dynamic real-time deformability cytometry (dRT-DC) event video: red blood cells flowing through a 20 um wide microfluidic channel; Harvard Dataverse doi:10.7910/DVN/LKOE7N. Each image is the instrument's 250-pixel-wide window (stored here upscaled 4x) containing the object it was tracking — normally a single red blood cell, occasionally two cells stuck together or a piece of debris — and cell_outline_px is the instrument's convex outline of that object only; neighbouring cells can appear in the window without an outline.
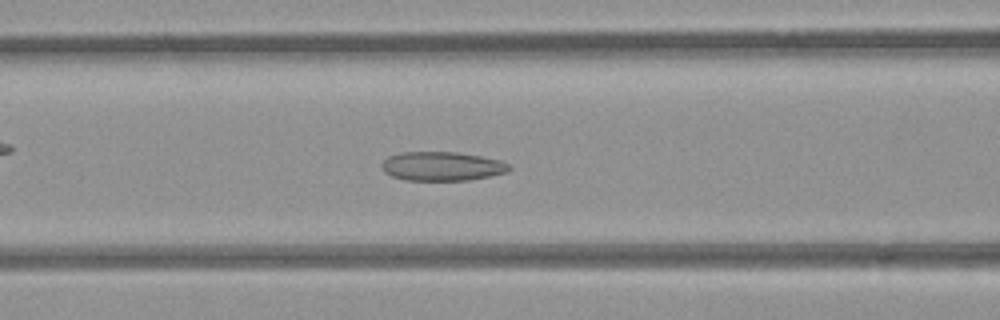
{"species": "common noctule bat (a hibernating species)", "species_latin": "Nyctalus noctula", "temperature_condition": "room temperature", "stored_images_in_passage": 52, "camera_frame_rate_fps": 3000, "um_per_image_px": 0.085, "animal": {"sex": "female", "body_mass_g": 21.9}, "frame": {"image": 1, "passage_image": 21, "time_ms": 6.667, "image_size_px": [1000, 320], "cell_outline_px": [[512, 168], [508, 172], [468, 180], [404, 180], [392, 176], [384, 172], [380, 164], [388, 156], [400, 152], [456, 152], [480, 156], [500, 160], [512, 164]], "centroid_in_image_um": [37.57, 14.13], "position_along_channel_um": 129.0, "area_um2": 21.68}}
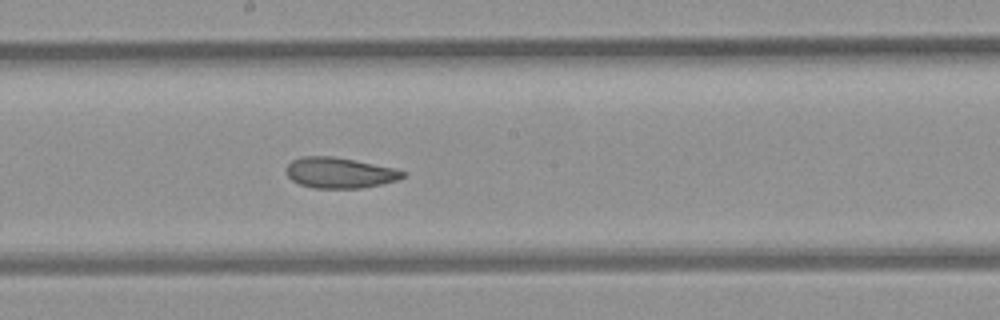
{"frame": {"image": 2, "passage_image": 28, "time_ms": 9.0, "image_size_px": [1000, 320], "cell_outline_px": [[404, 176], [396, 180], [380, 184], [360, 188], [312, 188], [300, 184], [292, 180], [288, 176], [284, 168], [292, 160], [300, 156], [332, 156], [396, 168], [404, 172]], "centroid_in_image_um": [28.81, 14.68], "position_along_channel_um": 219.4, "area_um2": 20.75}}
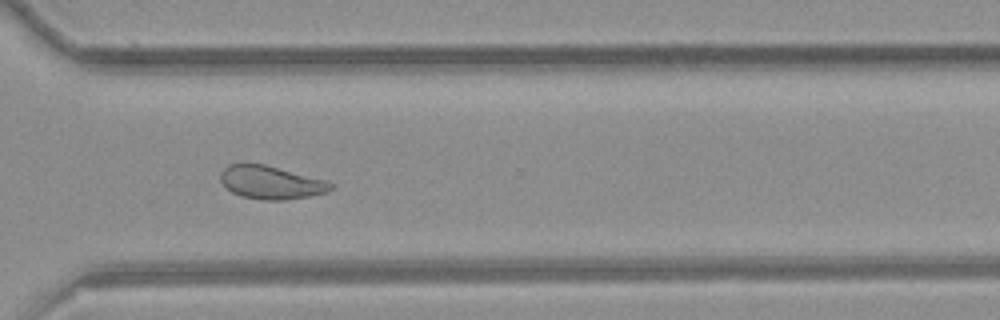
{"frame": {"image": 3, "passage_image": 38, "time_ms": 12.333, "image_size_px": [1000, 320], "cell_outline_px": [[336, 184], [328, 192], [308, 196], [284, 200], [264, 200], [240, 196], [232, 192], [220, 180], [220, 172], [228, 164], [264, 164], [328, 180]], "centroid_in_image_um": [23.07, 15.51], "position_along_channel_um": 347.5, "area_um2": 21.39}, "authors_computed_cell_mechanics": {"area_um2": 23.409, "velocity_mm_per_s": 3.861, "shape_relaxation_time_tau1_ms": null, "shape_relaxation_time_tau2_ms": 2.562, "deformation_change_tau1": null, "deformation_change_tau2": 0.087}}